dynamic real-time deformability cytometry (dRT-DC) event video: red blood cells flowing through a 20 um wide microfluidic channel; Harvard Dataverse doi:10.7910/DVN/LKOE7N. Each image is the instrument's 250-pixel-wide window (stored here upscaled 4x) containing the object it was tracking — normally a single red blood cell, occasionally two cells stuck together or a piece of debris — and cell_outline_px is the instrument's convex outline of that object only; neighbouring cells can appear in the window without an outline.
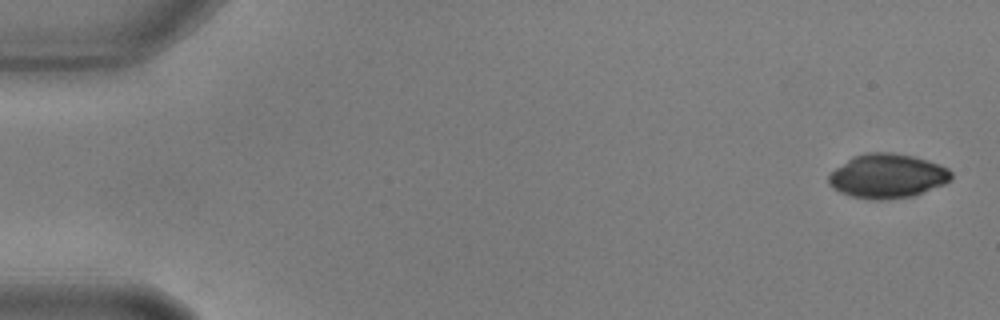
{"species": "common noctule bat (a hibernating species)", "species_latin": "Nyctalus noctula", "temperature_condition": "warm", "stored_images_in_passage": 3, "camera_frame_rate_fps": 3000, "um_per_image_px": 0.085, "animal": {"sex": "male", "body_mass_g": 17.9, "forearm_length_mm": 54.2}, "frame": {"image": 1, "passage_image": 1, "time_ms": 0.0, "image_size_px": [1000, 320], "cell_outline_px": [[952, 180], [944, 184], [912, 196], [880, 200], [872, 200], [852, 196], [840, 192], [832, 188], [828, 184], [828, 176], [836, 168], [852, 156], [868, 152], [888, 152], [912, 156], [928, 160], [948, 168], [952, 172]], "centroid_in_image_um": [75.42, 14.96], "position_along_channel_um": 9.6, "area_um2": 31.56}}